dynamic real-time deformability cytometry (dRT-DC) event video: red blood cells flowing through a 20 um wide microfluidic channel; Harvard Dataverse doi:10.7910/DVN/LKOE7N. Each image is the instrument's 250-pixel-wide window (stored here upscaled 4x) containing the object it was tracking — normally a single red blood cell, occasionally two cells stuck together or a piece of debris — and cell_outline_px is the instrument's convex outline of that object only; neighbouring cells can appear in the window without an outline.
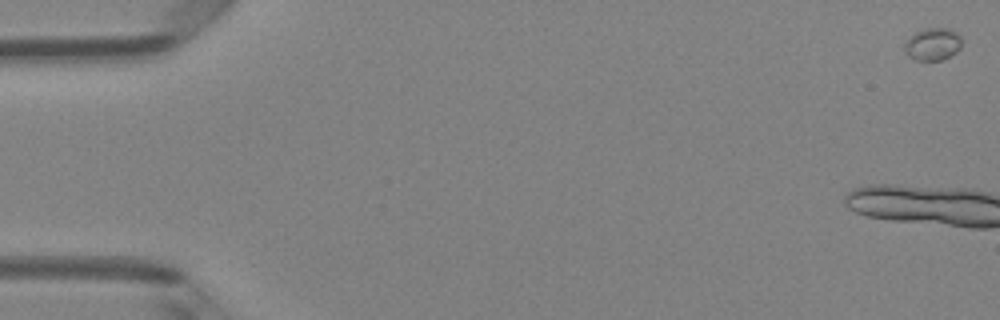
{"species": "Egyptian fruit bat (a non-hibernating species)", "species_latin": "Rousettus aegyptiacus", "temperature_condition": "room temperature", "stored_images_in_passage": 6, "camera_frame_rate_fps": 3000, "um_per_image_px": 0.085, "animal": {"sex": "female"}, "frame": {"image": 1, "passage_image": 1, "time_ms": 0.0, "image_size_px": [1000, 320], "cell_outline_px": [[960, 48], [956, 52], [940, 60], [912, 60], [904, 52], [904, 44], [916, 32], [924, 28], [948, 28], [956, 32], [960, 36]], "centroid_in_image_um": [79.25, 3.76], "position_along_channel_um": 5.7, "area_um2": 10.69}}